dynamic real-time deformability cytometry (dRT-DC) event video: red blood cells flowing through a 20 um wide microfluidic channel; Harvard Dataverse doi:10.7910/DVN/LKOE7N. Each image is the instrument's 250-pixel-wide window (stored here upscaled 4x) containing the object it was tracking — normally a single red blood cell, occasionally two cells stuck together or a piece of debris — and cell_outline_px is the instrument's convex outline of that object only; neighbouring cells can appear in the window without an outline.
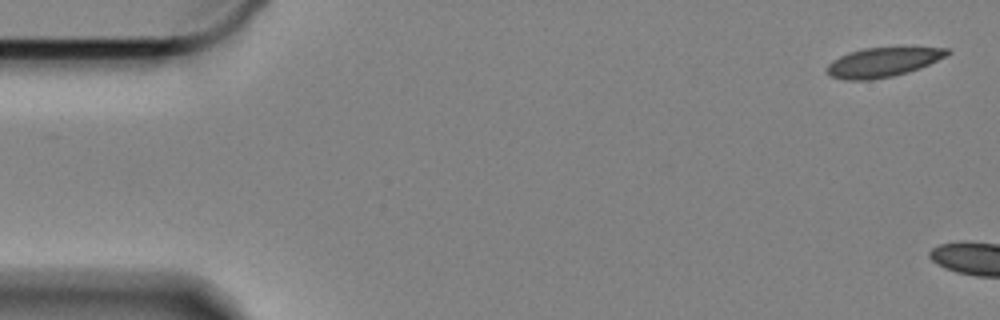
{"species": "Egyptian fruit bat (a non-hibernating species)", "species_latin": "Rousettus aegyptiacus", "temperature_condition": "cold", "stored_images_in_passage": 5, "camera_frame_rate_fps": 3000, "um_per_image_px": 0.085, "animal": {"sex": "female"}, "frame": {"image": 1, "passage_image": 1, "time_ms": 0.0, "image_size_px": [1000, 320], "cell_outline_px": [[952, 52], [920, 68], [908, 72], [892, 76], [872, 80], [844, 80], [832, 76], [824, 68], [832, 60], [848, 52], [864, 48], [948, 48]], "centroid_in_image_um": [74.98, 5.3], "position_along_channel_um": 10.0, "area_um2": 20.35}}